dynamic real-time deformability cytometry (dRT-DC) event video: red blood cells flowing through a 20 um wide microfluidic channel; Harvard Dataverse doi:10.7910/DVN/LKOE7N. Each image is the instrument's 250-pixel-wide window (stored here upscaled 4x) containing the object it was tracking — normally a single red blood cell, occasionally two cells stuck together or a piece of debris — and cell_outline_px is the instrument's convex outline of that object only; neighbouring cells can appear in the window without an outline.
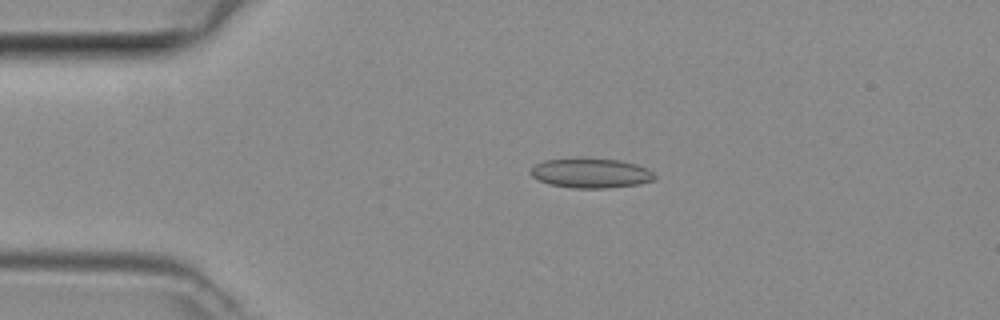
{"species": "common noctule bat (a hibernating species)", "species_latin": "Nyctalus noctula", "temperature_condition": "room temperature", "stored_images_in_passage": 47, "camera_frame_rate_fps": 3000, "um_per_image_px": 0.085, "animal": {"sex": "female", "body_mass_g": 29.2, "forearm_length_mm": 56.3}, "frame": {"image": 1, "passage_image": 10, "time_ms": 3.0, "image_size_px": [1000, 320], "cell_outline_px": [[656, 176], [652, 180], [640, 184], [604, 188], [572, 188], [548, 184], [532, 176], [528, 172], [536, 164], [544, 160], [620, 160], [636, 164], [652, 172]], "centroid_in_image_um": [50.21, 14.75], "position_along_channel_um": 34.8, "area_um2": 20.75}}
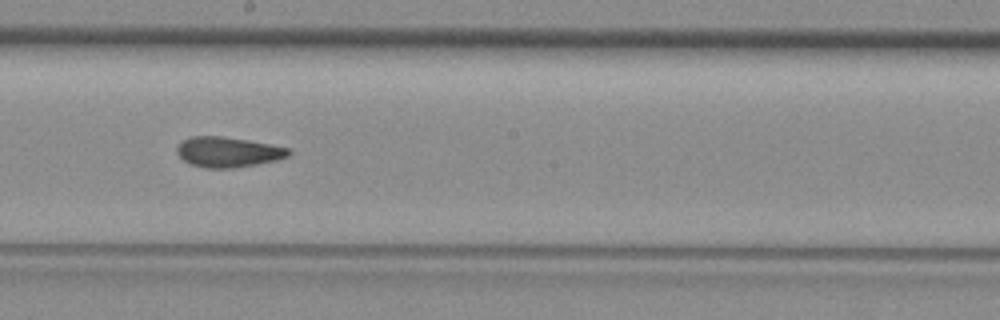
{"frame": {"image": 2, "passage_image": 26, "time_ms": 8.333, "image_size_px": [1000, 320], "cell_outline_px": [[292, 152], [288, 156], [276, 160], [256, 164], [232, 168], [204, 168], [192, 164], [184, 160], [176, 152], [176, 148], [184, 140], [192, 136], [224, 136], [248, 140], [288, 148]], "centroid_in_image_um": [19.37, 12.92], "position_along_channel_um": 228.8, "area_um2": 19.48}}
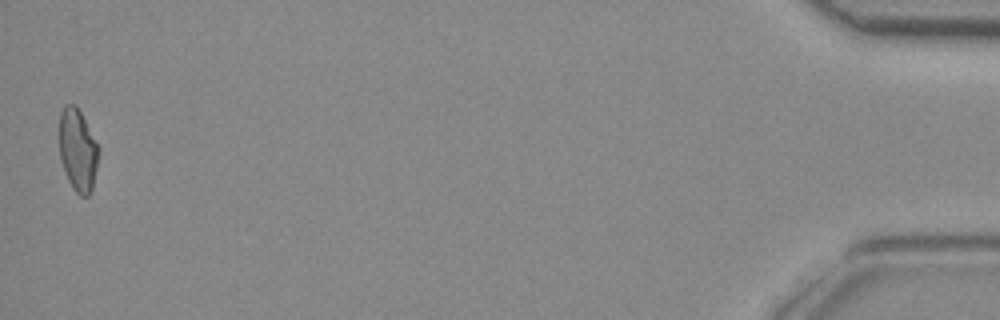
{"frame": {"image": 3, "passage_image": 47, "time_ms": 15.333, "image_size_px": [1000, 320], "cell_outline_px": [[100, 152], [92, 188], [88, 196], [80, 196], [72, 188], [64, 172], [60, 160], [60, 112], [64, 104], [76, 104], [100, 148]], "centroid_in_image_um": [6.61, 12.76], "position_along_channel_um": 428.6, "area_um2": 19.02}}